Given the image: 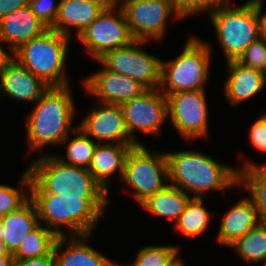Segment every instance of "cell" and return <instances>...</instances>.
Here are the masks:
<instances>
[{
    "label": "cell",
    "instance_id": "cell-1",
    "mask_svg": "<svg viewBox=\"0 0 266 266\" xmlns=\"http://www.w3.org/2000/svg\"><path fill=\"white\" fill-rule=\"evenodd\" d=\"M73 96L71 84L63 87H49L32 105L24 120L26 157H30L35 152L40 153L36 154L37 156L50 154L46 150L48 146L59 147L78 127V123L74 124L79 112Z\"/></svg>",
    "mask_w": 266,
    "mask_h": 266
},
{
    "label": "cell",
    "instance_id": "cell-2",
    "mask_svg": "<svg viewBox=\"0 0 266 266\" xmlns=\"http://www.w3.org/2000/svg\"><path fill=\"white\" fill-rule=\"evenodd\" d=\"M169 185L191 198H204L210 193H224L239 188L238 167L217 161L197 149L166 151Z\"/></svg>",
    "mask_w": 266,
    "mask_h": 266
},
{
    "label": "cell",
    "instance_id": "cell-3",
    "mask_svg": "<svg viewBox=\"0 0 266 266\" xmlns=\"http://www.w3.org/2000/svg\"><path fill=\"white\" fill-rule=\"evenodd\" d=\"M30 199L39 222L58 237L93 234L110 204V198L57 197L49 192H30Z\"/></svg>",
    "mask_w": 266,
    "mask_h": 266
},
{
    "label": "cell",
    "instance_id": "cell-4",
    "mask_svg": "<svg viewBox=\"0 0 266 266\" xmlns=\"http://www.w3.org/2000/svg\"><path fill=\"white\" fill-rule=\"evenodd\" d=\"M36 157L27 166L30 192L55 193L57 197L109 198V193L88 169L63 163L54 153Z\"/></svg>",
    "mask_w": 266,
    "mask_h": 266
},
{
    "label": "cell",
    "instance_id": "cell-5",
    "mask_svg": "<svg viewBox=\"0 0 266 266\" xmlns=\"http://www.w3.org/2000/svg\"><path fill=\"white\" fill-rule=\"evenodd\" d=\"M212 45L196 35L189 36L174 59L162 60L159 90L165 96L175 92L207 90L213 63Z\"/></svg>",
    "mask_w": 266,
    "mask_h": 266
},
{
    "label": "cell",
    "instance_id": "cell-6",
    "mask_svg": "<svg viewBox=\"0 0 266 266\" xmlns=\"http://www.w3.org/2000/svg\"><path fill=\"white\" fill-rule=\"evenodd\" d=\"M71 39L48 29L16 49L14 58L48 86H67L71 82L66 69Z\"/></svg>",
    "mask_w": 266,
    "mask_h": 266
},
{
    "label": "cell",
    "instance_id": "cell-7",
    "mask_svg": "<svg viewBox=\"0 0 266 266\" xmlns=\"http://www.w3.org/2000/svg\"><path fill=\"white\" fill-rule=\"evenodd\" d=\"M235 4L222 6L207 15L226 62L237 60L251 43L262 36L260 15L254 1Z\"/></svg>",
    "mask_w": 266,
    "mask_h": 266
},
{
    "label": "cell",
    "instance_id": "cell-8",
    "mask_svg": "<svg viewBox=\"0 0 266 266\" xmlns=\"http://www.w3.org/2000/svg\"><path fill=\"white\" fill-rule=\"evenodd\" d=\"M120 183L125 188L123 193L131 195L138 204L165 189L169 185L165 150L153 152L145 144L132 147L127 154Z\"/></svg>",
    "mask_w": 266,
    "mask_h": 266
},
{
    "label": "cell",
    "instance_id": "cell-9",
    "mask_svg": "<svg viewBox=\"0 0 266 266\" xmlns=\"http://www.w3.org/2000/svg\"><path fill=\"white\" fill-rule=\"evenodd\" d=\"M120 6L135 41L161 43L168 21H184L174 0H121Z\"/></svg>",
    "mask_w": 266,
    "mask_h": 266
},
{
    "label": "cell",
    "instance_id": "cell-10",
    "mask_svg": "<svg viewBox=\"0 0 266 266\" xmlns=\"http://www.w3.org/2000/svg\"><path fill=\"white\" fill-rule=\"evenodd\" d=\"M83 45L84 54L99 60L107 52L134 42L121 6L103 9L98 17L77 37Z\"/></svg>",
    "mask_w": 266,
    "mask_h": 266
},
{
    "label": "cell",
    "instance_id": "cell-11",
    "mask_svg": "<svg viewBox=\"0 0 266 266\" xmlns=\"http://www.w3.org/2000/svg\"><path fill=\"white\" fill-rule=\"evenodd\" d=\"M168 121L185 142L209 139V106L206 90L168 94Z\"/></svg>",
    "mask_w": 266,
    "mask_h": 266
},
{
    "label": "cell",
    "instance_id": "cell-12",
    "mask_svg": "<svg viewBox=\"0 0 266 266\" xmlns=\"http://www.w3.org/2000/svg\"><path fill=\"white\" fill-rule=\"evenodd\" d=\"M148 43L134 41L127 46L107 52L99 61L108 70L133 78L147 89H157L161 82L162 58L144 49L143 46Z\"/></svg>",
    "mask_w": 266,
    "mask_h": 266
},
{
    "label": "cell",
    "instance_id": "cell-13",
    "mask_svg": "<svg viewBox=\"0 0 266 266\" xmlns=\"http://www.w3.org/2000/svg\"><path fill=\"white\" fill-rule=\"evenodd\" d=\"M121 107L128 134L137 145H144L137 137L139 132L159 138L163 125L168 121L167 97L159 88L148 89L141 96L122 103Z\"/></svg>",
    "mask_w": 266,
    "mask_h": 266
},
{
    "label": "cell",
    "instance_id": "cell-14",
    "mask_svg": "<svg viewBox=\"0 0 266 266\" xmlns=\"http://www.w3.org/2000/svg\"><path fill=\"white\" fill-rule=\"evenodd\" d=\"M78 128L98 144L137 145L128 134L121 105L97 102L78 121Z\"/></svg>",
    "mask_w": 266,
    "mask_h": 266
},
{
    "label": "cell",
    "instance_id": "cell-15",
    "mask_svg": "<svg viewBox=\"0 0 266 266\" xmlns=\"http://www.w3.org/2000/svg\"><path fill=\"white\" fill-rule=\"evenodd\" d=\"M101 67L82 78V87L100 103L117 104L141 96L148 89L139 81L108 70L99 60Z\"/></svg>",
    "mask_w": 266,
    "mask_h": 266
},
{
    "label": "cell",
    "instance_id": "cell-16",
    "mask_svg": "<svg viewBox=\"0 0 266 266\" xmlns=\"http://www.w3.org/2000/svg\"><path fill=\"white\" fill-rule=\"evenodd\" d=\"M39 77L32 74L15 58L0 74V99L24 103H35L48 89Z\"/></svg>",
    "mask_w": 266,
    "mask_h": 266
},
{
    "label": "cell",
    "instance_id": "cell-17",
    "mask_svg": "<svg viewBox=\"0 0 266 266\" xmlns=\"http://www.w3.org/2000/svg\"><path fill=\"white\" fill-rule=\"evenodd\" d=\"M93 234L59 236L54 246L56 266H118V261L90 246Z\"/></svg>",
    "mask_w": 266,
    "mask_h": 266
},
{
    "label": "cell",
    "instance_id": "cell-18",
    "mask_svg": "<svg viewBox=\"0 0 266 266\" xmlns=\"http://www.w3.org/2000/svg\"><path fill=\"white\" fill-rule=\"evenodd\" d=\"M226 69L223 97L230 107L236 108L266 90L261 70L243 66L236 60L228 61Z\"/></svg>",
    "mask_w": 266,
    "mask_h": 266
},
{
    "label": "cell",
    "instance_id": "cell-19",
    "mask_svg": "<svg viewBox=\"0 0 266 266\" xmlns=\"http://www.w3.org/2000/svg\"><path fill=\"white\" fill-rule=\"evenodd\" d=\"M221 217L215 241L225 248L260 223L254 202L247 195L239 198Z\"/></svg>",
    "mask_w": 266,
    "mask_h": 266
},
{
    "label": "cell",
    "instance_id": "cell-20",
    "mask_svg": "<svg viewBox=\"0 0 266 266\" xmlns=\"http://www.w3.org/2000/svg\"><path fill=\"white\" fill-rule=\"evenodd\" d=\"M48 29L28 5L0 20V41L14 52L22 44L40 36Z\"/></svg>",
    "mask_w": 266,
    "mask_h": 266
},
{
    "label": "cell",
    "instance_id": "cell-21",
    "mask_svg": "<svg viewBox=\"0 0 266 266\" xmlns=\"http://www.w3.org/2000/svg\"><path fill=\"white\" fill-rule=\"evenodd\" d=\"M134 146L136 145L97 144L88 170L109 194L112 178L118 175L121 181L127 154Z\"/></svg>",
    "mask_w": 266,
    "mask_h": 266
},
{
    "label": "cell",
    "instance_id": "cell-22",
    "mask_svg": "<svg viewBox=\"0 0 266 266\" xmlns=\"http://www.w3.org/2000/svg\"><path fill=\"white\" fill-rule=\"evenodd\" d=\"M59 2L58 15L51 29L70 38L74 36L77 38L103 11L101 6L87 0H60Z\"/></svg>",
    "mask_w": 266,
    "mask_h": 266
},
{
    "label": "cell",
    "instance_id": "cell-23",
    "mask_svg": "<svg viewBox=\"0 0 266 266\" xmlns=\"http://www.w3.org/2000/svg\"><path fill=\"white\" fill-rule=\"evenodd\" d=\"M3 225V237L6 248L13 254L26 235L39 224L37 209L29 198L17 210L0 217Z\"/></svg>",
    "mask_w": 266,
    "mask_h": 266
},
{
    "label": "cell",
    "instance_id": "cell-24",
    "mask_svg": "<svg viewBox=\"0 0 266 266\" xmlns=\"http://www.w3.org/2000/svg\"><path fill=\"white\" fill-rule=\"evenodd\" d=\"M240 158L245 161L238 167L239 187L253 200L260 222H266V163Z\"/></svg>",
    "mask_w": 266,
    "mask_h": 266
},
{
    "label": "cell",
    "instance_id": "cell-25",
    "mask_svg": "<svg viewBox=\"0 0 266 266\" xmlns=\"http://www.w3.org/2000/svg\"><path fill=\"white\" fill-rule=\"evenodd\" d=\"M191 197L179 188L168 185L165 189L147 197L139 204L150 216L173 220L175 223L183 213Z\"/></svg>",
    "mask_w": 266,
    "mask_h": 266
},
{
    "label": "cell",
    "instance_id": "cell-26",
    "mask_svg": "<svg viewBox=\"0 0 266 266\" xmlns=\"http://www.w3.org/2000/svg\"><path fill=\"white\" fill-rule=\"evenodd\" d=\"M204 201V198H190L183 213L173 223V228L185 238L193 239L210 230L212 212Z\"/></svg>",
    "mask_w": 266,
    "mask_h": 266
},
{
    "label": "cell",
    "instance_id": "cell-27",
    "mask_svg": "<svg viewBox=\"0 0 266 266\" xmlns=\"http://www.w3.org/2000/svg\"><path fill=\"white\" fill-rule=\"evenodd\" d=\"M72 136V137H71ZM97 142L92 140L78 127L60 144V147H65V154L54 155L63 163L73 165L76 167L89 169L94 150Z\"/></svg>",
    "mask_w": 266,
    "mask_h": 266
},
{
    "label": "cell",
    "instance_id": "cell-28",
    "mask_svg": "<svg viewBox=\"0 0 266 266\" xmlns=\"http://www.w3.org/2000/svg\"><path fill=\"white\" fill-rule=\"evenodd\" d=\"M228 248H233L239 259L246 264H262L266 260V222H260Z\"/></svg>",
    "mask_w": 266,
    "mask_h": 266
},
{
    "label": "cell",
    "instance_id": "cell-29",
    "mask_svg": "<svg viewBox=\"0 0 266 266\" xmlns=\"http://www.w3.org/2000/svg\"><path fill=\"white\" fill-rule=\"evenodd\" d=\"M58 236L43 224L30 231L12 257L18 260L46 256L54 250Z\"/></svg>",
    "mask_w": 266,
    "mask_h": 266
},
{
    "label": "cell",
    "instance_id": "cell-30",
    "mask_svg": "<svg viewBox=\"0 0 266 266\" xmlns=\"http://www.w3.org/2000/svg\"><path fill=\"white\" fill-rule=\"evenodd\" d=\"M180 252L181 246L177 244L144 245L131 262H118V266H172L182 257Z\"/></svg>",
    "mask_w": 266,
    "mask_h": 266
},
{
    "label": "cell",
    "instance_id": "cell-31",
    "mask_svg": "<svg viewBox=\"0 0 266 266\" xmlns=\"http://www.w3.org/2000/svg\"><path fill=\"white\" fill-rule=\"evenodd\" d=\"M24 170L17 185L0 184V217L17 210L30 198L31 176L27 168Z\"/></svg>",
    "mask_w": 266,
    "mask_h": 266
},
{
    "label": "cell",
    "instance_id": "cell-32",
    "mask_svg": "<svg viewBox=\"0 0 266 266\" xmlns=\"http://www.w3.org/2000/svg\"><path fill=\"white\" fill-rule=\"evenodd\" d=\"M233 3V0H179L177 7L180 15L184 18H190L200 13L206 16L218 8Z\"/></svg>",
    "mask_w": 266,
    "mask_h": 266
},
{
    "label": "cell",
    "instance_id": "cell-33",
    "mask_svg": "<svg viewBox=\"0 0 266 266\" xmlns=\"http://www.w3.org/2000/svg\"><path fill=\"white\" fill-rule=\"evenodd\" d=\"M236 61L262 71L266 66V36L262 35L251 43Z\"/></svg>",
    "mask_w": 266,
    "mask_h": 266
},
{
    "label": "cell",
    "instance_id": "cell-34",
    "mask_svg": "<svg viewBox=\"0 0 266 266\" xmlns=\"http://www.w3.org/2000/svg\"><path fill=\"white\" fill-rule=\"evenodd\" d=\"M59 1L60 0H29V7L38 19L51 29L58 15Z\"/></svg>",
    "mask_w": 266,
    "mask_h": 266
},
{
    "label": "cell",
    "instance_id": "cell-35",
    "mask_svg": "<svg viewBox=\"0 0 266 266\" xmlns=\"http://www.w3.org/2000/svg\"><path fill=\"white\" fill-rule=\"evenodd\" d=\"M248 139L255 151L266 154V112L259 115L258 118L250 124Z\"/></svg>",
    "mask_w": 266,
    "mask_h": 266
},
{
    "label": "cell",
    "instance_id": "cell-36",
    "mask_svg": "<svg viewBox=\"0 0 266 266\" xmlns=\"http://www.w3.org/2000/svg\"><path fill=\"white\" fill-rule=\"evenodd\" d=\"M11 266H56L54 252L46 256L18 260L13 258Z\"/></svg>",
    "mask_w": 266,
    "mask_h": 266
},
{
    "label": "cell",
    "instance_id": "cell-37",
    "mask_svg": "<svg viewBox=\"0 0 266 266\" xmlns=\"http://www.w3.org/2000/svg\"><path fill=\"white\" fill-rule=\"evenodd\" d=\"M29 5V0H0V20L9 13Z\"/></svg>",
    "mask_w": 266,
    "mask_h": 266
},
{
    "label": "cell",
    "instance_id": "cell-38",
    "mask_svg": "<svg viewBox=\"0 0 266 266\" xmlns=\"http://www.w3.org/2000/svg\"><path fill=\"white\" fill-rule=\"evenodd\" d=\"M0 41V74L14 59V52ZM5 48V49H4Z\"/></svg>",
    "mask_w": 266,
    "mask_h": 266
},
{
    "label": "cell",
    "instance_id": "cell-39",
    "mask_svg": "<svg viewBox=\"0 0 266 266\" xmlns=\"http://www.w3.org/2000/svg\"><path fill=\"white\" fill-rule=\"evenodd\" d=\"M260 15L262 35L266 36V11L263 10L266 0H253Z\"/></svg>",
    "mask_w": 266,
    "mask_h": 266
},
{
    "label": "cell",
    "instance_id": "cell-40",
    "mask_svg": "<svg viewBox=\"0 0 266 266\" xmlns=\"http://www.w3.org/2000/svg\"><path fill=\"white\" fill-rule=\"evenodd\" d=\"M101 6L103 9L115 8L120 5L121 0H87Z\"/></svg>",
    "mask_w": 266,
    "mask_h": 266
},
{
    "label": "cell",
    "instance_id": "cell-41",
    "mask_svg": "<svg viewBox=\"0 0 266 266\" xmlns=\"http://www.w3.org/2000/svg\"><path fill=\"white\" fill-rule=\"evenodd\" d=\"M12 254H0V266H11Z\"/></svg>",
    "mask_w": 266,
    "mask_h": 266
},
{
    "label": "cell",
    "instance_id": "cell-42",
    "mask_svg": "<svg viewBox=\"0 0 266 266\" xmlns=\"http://www.w3.org/2000/svg\"><path fill=\"white\" fill-rule=\"evenodd\" d=\"M0 254H11V253H9V251L6 248V245L2 239H0Z\"/></svg>",
    "mask_w": 266,
    "mask_h": 266
},
{
    "label": "cell",
    "instance_id": "cell-43",
    "mask_svg": "<svg viewBox=\"0 0 266 266\" xmlns=\"http://www.w3.org/2000/svg\"><path fill=\"white\" fill-rule=\"evenodd\" d=\"M184 258L181 257L176 263H174L172 266H189L184 260Z\"/></svg>",
    "mask_w": 266,
    "mask_h": 266
},
{
    "label": "cell",
    "instance_id": "cell-44",
    "mask_svg": "<svg viewBox=\"0 0 266 266\" xmlns=\"http://www.w3.org/2000/svg\"><path fill=\"white\" fill-rule=\"evenodd\" d=\"M262 74H263V78H264V85L266 87V66L265 68L262 70Z\"/></svg>",
    "mask_w": 266,
    "mask_h": 266
},
{
    "label": "cell",
    "instance_id": "cell-45",
    "mask_svg": "<svg viewBox=\"0 0 266 266\" xmlns=\"http://www.w3.org/2000/svg\"><path fill=\"white\" fill-rule=\"evenodd\" d=\"M2 237H3V225L0 218V239H2Z\"/></svg>",
    "mask_w": 266,
    "mask_h": 266
}]
</instances>
